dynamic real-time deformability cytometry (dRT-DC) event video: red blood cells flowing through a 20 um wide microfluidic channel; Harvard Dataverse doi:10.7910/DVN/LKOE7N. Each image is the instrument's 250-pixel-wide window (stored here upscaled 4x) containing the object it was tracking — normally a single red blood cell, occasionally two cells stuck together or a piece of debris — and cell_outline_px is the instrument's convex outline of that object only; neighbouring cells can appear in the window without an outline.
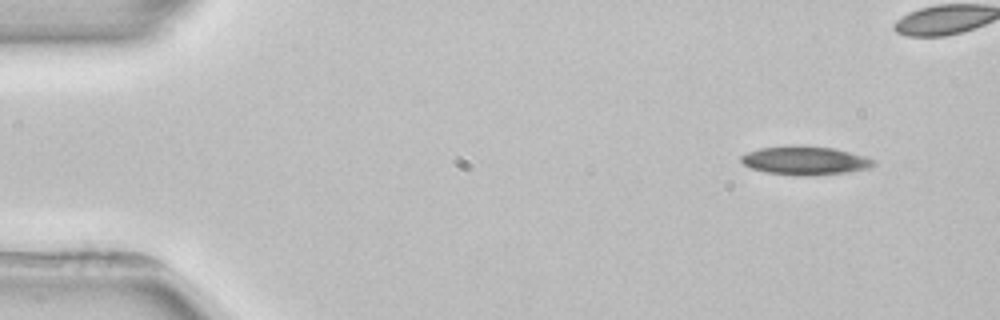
{"species": "common noctule bat (a hibernating species)", "species_latin": "Nyctalus noctula", "temperature_condition": "room temperature", "stored_images_in_passage": 4, "camera_frame_rate_fps": 3000, "um_per_image_px": 0.085, "animal": {"sex": "female", "body_mass_g": 22.7, "forearm_length_mm": 54.2}, "frame": {"image": 1, "passage_image": 1, "time_ms": 0.0, "image_size_px": [1000, 320], "cell_outline_px": [[876, 164], [872, 168], [848, 172], [808, 176], [800, 176], [768, 172], [752, 168], [744, 164], [740, 160], [740, 156], [748, 152], [760, 148], [800, 144], [836, 148], [864, 156], [876, 160]], "centroid_in_image_um": [68.49, 13.63], "position_along_channel_um": 16.5, "area_um2": 22.37}}